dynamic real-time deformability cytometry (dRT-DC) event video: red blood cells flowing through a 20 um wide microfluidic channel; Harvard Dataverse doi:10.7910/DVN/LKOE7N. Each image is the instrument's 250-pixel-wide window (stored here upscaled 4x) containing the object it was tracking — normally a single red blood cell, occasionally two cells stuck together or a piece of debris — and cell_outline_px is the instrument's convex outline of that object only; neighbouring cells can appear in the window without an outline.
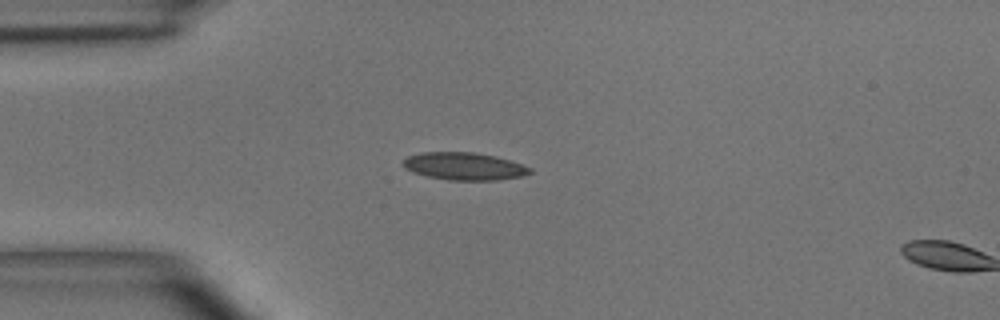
{"species": "common noctule bat (a hibernating species)", "species_latin": "Nyctalus noctula", "temperature_condition": "room temperature", "stored_images_in_passage": 2, "segment_of_instrument_passage": [1, 2], "camera_frame_rate_fps": 3000, "um_per_image_px": 0.085, "animal": {"sex": "male", "body_mass_g": 15.6}, "frame": {"image": 1, "passage_image": 1, "time_ms": 0.0, "image_size_px": [1000, 320], "cell_outline_px": [[532, 172], [520, 176], [496, 180], [448, 180], [428, 176], [412, 172], [404, 168], [404, 160], [408, 156], [420, 152], [472, 152], [496, 156], [532, 168]], "centroid_in_image_um": [39.43, 14.13], "position_along_channel_um": 45.6, "area_um2": 20.17}}